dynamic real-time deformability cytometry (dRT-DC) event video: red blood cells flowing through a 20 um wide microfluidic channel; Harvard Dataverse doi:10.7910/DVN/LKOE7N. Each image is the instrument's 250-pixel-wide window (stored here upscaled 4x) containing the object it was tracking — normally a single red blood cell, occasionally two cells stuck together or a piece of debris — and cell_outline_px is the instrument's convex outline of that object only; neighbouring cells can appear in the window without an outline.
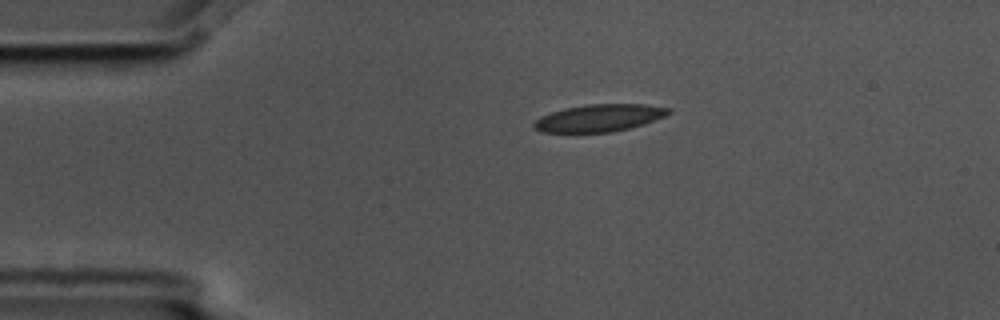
{"species": "common noctule bat (a hibernating species)", "species_latin": "Nyctalus noctula", "temperature_condition": "cold", "stored_images_in_passage": 2, "camera_frame_rate_fps": 3000, "um_per_image_px": 0.085, "animal": {"sex": "male", "body_mass_g": 17.5, "forearm_length_mm": 52.3}, "frame": {"image": 1, "passage_image": 2, "time_ms": 0.333, "image_size_px": [1000, 320], "cell_outline_px": [[672, 112], [664, 116], [644, 124], [612, 132], [540, 132], [532, 128], [532, 124], [540, 116], [564, 108], [588, 104], [644, 104], [672, 108]], "centroid_in_image_um": [50.92, 10.02], "position_along_channel_um": 34.1, "area_um2": 21.44}}